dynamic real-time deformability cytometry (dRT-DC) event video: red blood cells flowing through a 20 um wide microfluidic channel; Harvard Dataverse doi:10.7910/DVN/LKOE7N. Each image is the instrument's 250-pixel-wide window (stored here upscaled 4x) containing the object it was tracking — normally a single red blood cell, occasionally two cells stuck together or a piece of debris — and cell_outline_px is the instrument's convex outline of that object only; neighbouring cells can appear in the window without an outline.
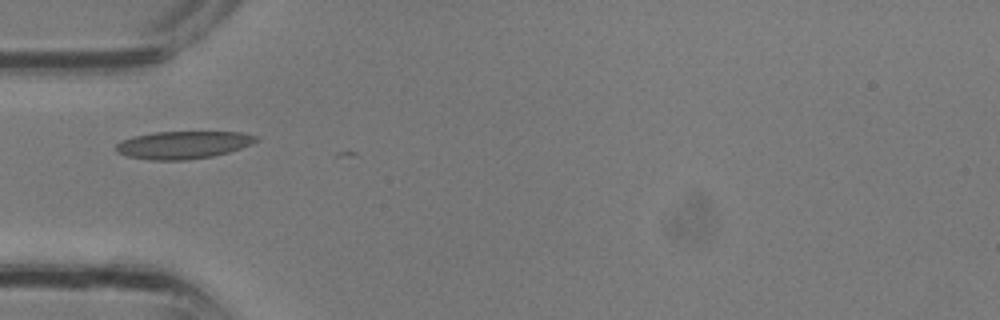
{"species": "common noctule bat (a hibernating species)", "species_latin": "Nyctalus noctula", "temperature_condition": "room temperature", "stored_images_in_passage": 1, "camera_frame_rate_fps": 3000, "um_per_image_px": 0.085, "animal": {"sex": "male", "body_mass_g": 13.3}, "frame": {"image": 1, "passage_image": 1, "time_ms": 0.0, "image_size_px": [1000, 320], "cell_outline_px": [[260, 140], [252, 144], [228, 152], [212, 156], [188, 160], [148, 160], [128, 156], [116, 152], [116, 144], [120, 140], [132, 136], [152, 132], [244, 132], [260, 136]], "centroid_in_image_um": [15.58, 12.31], "position_along_channel_um": 69.4, "area_um2": 22.83}}